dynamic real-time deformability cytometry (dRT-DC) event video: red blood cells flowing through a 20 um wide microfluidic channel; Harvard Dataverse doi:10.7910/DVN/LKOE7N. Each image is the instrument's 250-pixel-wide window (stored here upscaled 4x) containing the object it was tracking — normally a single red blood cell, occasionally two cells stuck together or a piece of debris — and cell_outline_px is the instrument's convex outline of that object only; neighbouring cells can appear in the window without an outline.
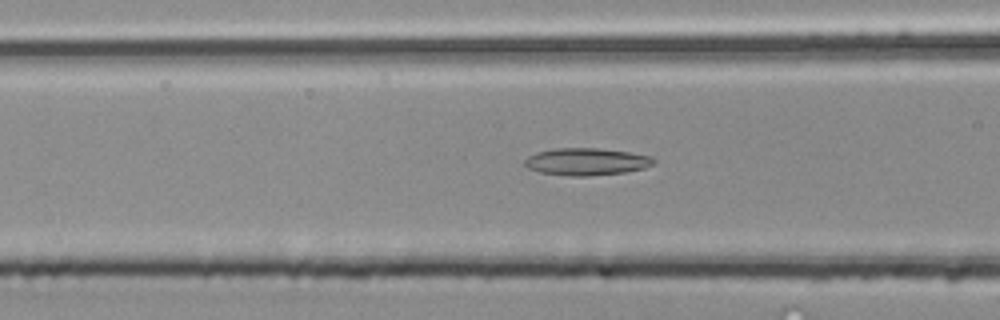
{"species": "common noctule bat (a hibernating species)", "species_latin": "Nyctalus noctula", "temperature_condition": "room temperature", "stored_images_in_passage": 51, "camera_frame_rate_fps": 3000, "um_per_image_px": 0.085, "animal": {"sex": "male", "body_mass_g": 20.4}, "frame": {"image": 1, "passage_image": 20, "time_ms": 6.333, "image_size_px": [1000, 320], "cell_outline_px": [[656, 164], [644, 168], [624, 172], [588, 176], [568, 176], [540, 172], [528, 168], [524, 164], [524, 160], [528, 156], [536, 152], [556, 148], [596, 148], [628, 152], [652, 156], [656, 160]], "centroid_in_image_um": [49.86, 13.74], "position_along_channel_um": 116.7, "area_um2": 20.52}}
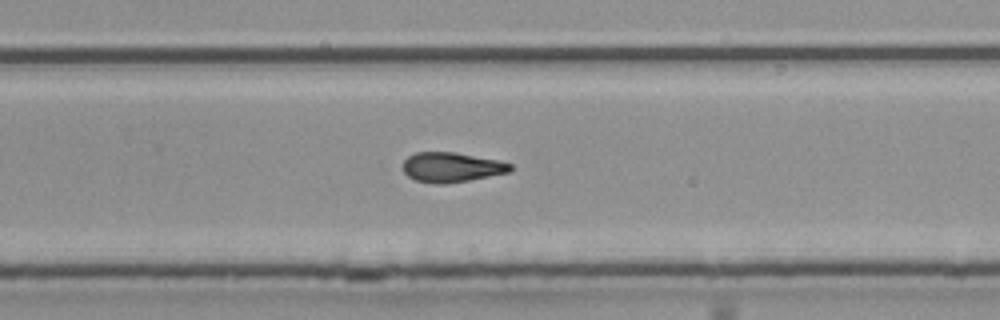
{"frame": {"image": 2, "passage_image": 33, "time_ms": 10.667, "image_size_px": [1000, 320], "cell_outline_px": [[512, 172], [468, 180], [444, 184], [436, 184], [416, 180], [408, 176], [404, 172], [404, 160], [408, 156], [416, 152], [456, 152], [500, 160], [512, 164]], "centroid_in_image_um": [38.42, 14.21], "position_along_channel_um": 291.4, "area_um2": 18.73}}
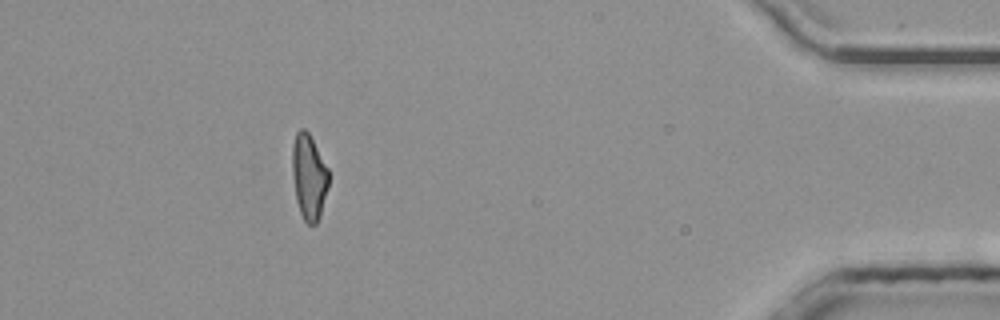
{"frame": {"image": 3, "passage_image": 46, "time_ms": 15.0, "image_size_px": [1000, 320], "cell_outline_px": [[328, 188], [316, 224], [308, 224], [304, 220], [300, 212], [296, 200], [292, 176], [292, 144], [296, 132], [300, 128], [304, 128], [308, 132], [328, 168]], "centroid_in_image_um": [26.23, 15.0], "position_along_channel_um": 409.0, "area_um2": 17.98}, "authors_computed_cell_mechanics": {"area_um2": 19.1896, "velocity_mm_per_s": 4.0329, "shape_relaxation_time_tau1_ms": null, "shape_relaxation_time_tau2_ms": 4.2571, "deformation_change_tau1": null, "deformation_change_tau2": 0.1249}}